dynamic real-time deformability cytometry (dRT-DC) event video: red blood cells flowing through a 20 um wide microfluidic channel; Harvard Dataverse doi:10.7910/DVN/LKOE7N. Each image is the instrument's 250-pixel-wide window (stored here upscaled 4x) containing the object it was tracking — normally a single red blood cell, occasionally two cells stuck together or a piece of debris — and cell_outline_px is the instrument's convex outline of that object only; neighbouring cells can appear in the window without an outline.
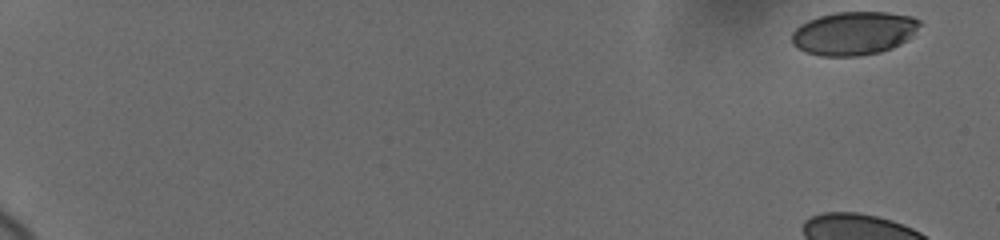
{"species": "human", "species_latin": "Homo sapiens", "temperature_condition": "cold", "stored_images_in_passage": 20, "camera_frame_rate_fps": 3000, "um_per_image_px": 0.085, "donor": {"sex": "female"}, "frame": {"image": 1, "passage_image": 1, "time_ms": 0.0, "image_size_px": [1000, 240], "cell_outline_px": [[920, 24], [908, 40], [892, 48], [880, 52], [860, 56], [820, 56], [804, 52], [796, 48], [792, 44], [792, 32], [800, 24], [808, 20], [820, 16], [836, 12], [888, 12], [912, 16], [920, 20]], "centroid_in_image_um": [72.55, 2.83], "position_along_channel_um": 12.4, "area_um2": 32.6}}